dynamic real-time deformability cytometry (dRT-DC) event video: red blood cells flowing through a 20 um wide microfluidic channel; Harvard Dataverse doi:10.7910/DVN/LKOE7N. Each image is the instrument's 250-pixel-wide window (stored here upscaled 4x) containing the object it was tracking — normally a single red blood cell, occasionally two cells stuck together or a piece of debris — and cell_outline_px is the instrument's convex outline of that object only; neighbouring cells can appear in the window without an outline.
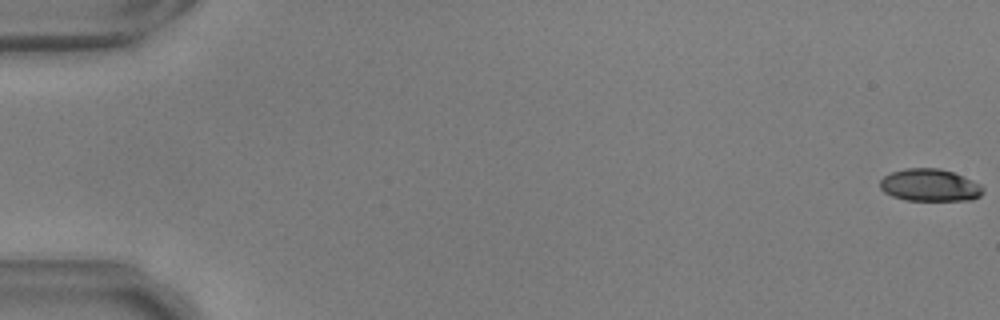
{"species": "common noctule bat (a hibernating species)", "species_latin": "Nyctalus noctula", "temperature_condition": "warm", "stored_images_in_passage": 57, "camera_frame_rate_fps": 3000, "um_per_image_px": 0.085, "animal": {"sex": "male", "body_mass_g": 17.9, "forearm_length_mm": 54.2}, "frame": {"image": 1, "passage_image": 1, "time_ms": 0.0, "image_size_px": [1000, 320], "cell_outline_px": [[984, 192], [980, 196], [972, 200], [908, 200], [892, 196], [884, 192], [880, 188], [880, 180], [884, 176], [892, 172], [904, 168], [940, 168], [952, 172], [972, 180], [980, 184], [984, 188]], "centroid_in_image_um": [79.04, 15.74], "position_along_channel_um": 6.0, "area_um2": 19.42}}
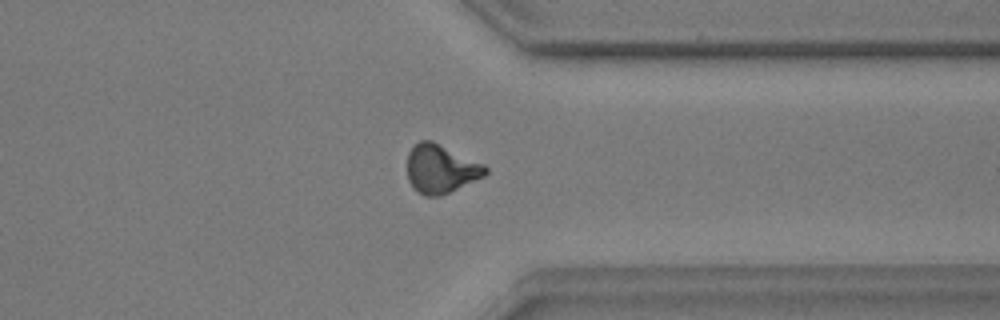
{"frame": {"image": 2, "passage_image": 44, "time_ms": 14.333, "image_size_px": [1000, 320], "cell_outline_px": [[488, 172], [484, 176], [440, 196], [424, 196], [412, 188], [408, 180], [408, 152], [420, 140], [432, 140], [484, 164], [488, 168]], "centroid_in_image_um": [37.46, 14.35], "position_along_channel_um": 373.9, "area_um2": 22.08}}
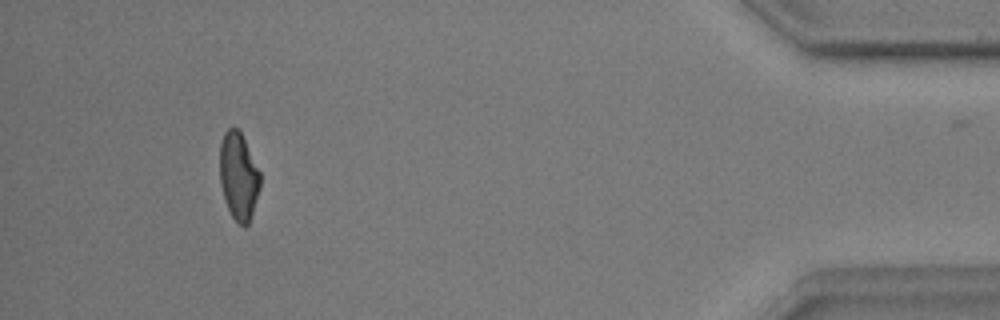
{"frame": {"image": 3, "passage_image": 52, "time_ms": 17.0, "image_size_px": [1000, 320], "cell_outline_px": [[260, 188], [248, 224], [244, 228], [232, 216], [224, 200], [220, 184], [220, 144], [224, 132], [228, 128], [236, 128], [240, 132], [260, 172]], "centroid_in_image_um": [20.26, 14.99], "position_along_channel_um": 414.9, "area_um2": 20.35}, "authors_computed_cell_mechanics": {"area_um2": 21.2126, "velocity_mm_per_s": 3.715, "shape_relaxation_time_tau1_ms": 5.0974, "shape_relaxation_time_tau2_ms": 4.0258, "deformation_change_tau1": 0.1742, "deformation_change_tau2": 0.1058}}